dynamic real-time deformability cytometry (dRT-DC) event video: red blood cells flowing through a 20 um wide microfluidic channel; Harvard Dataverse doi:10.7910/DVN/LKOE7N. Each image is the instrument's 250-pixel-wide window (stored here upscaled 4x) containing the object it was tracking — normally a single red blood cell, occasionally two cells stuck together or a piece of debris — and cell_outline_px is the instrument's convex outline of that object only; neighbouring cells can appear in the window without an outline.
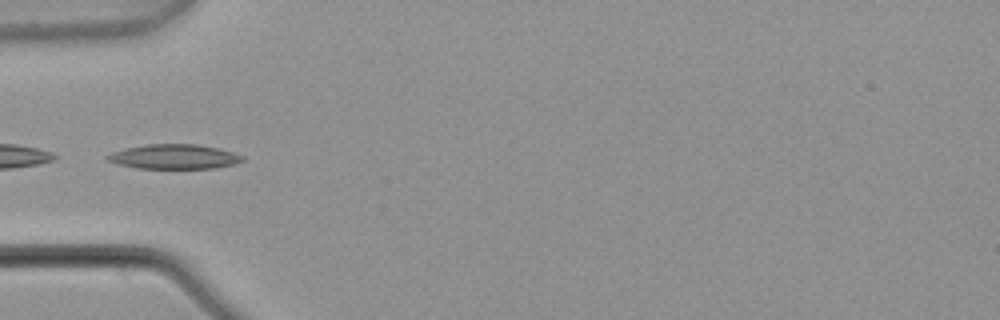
{"species": "common noctule bat (a hibernating species)", "species_latin": "Nyctalus noctula", "temperature_condition": "warm", "stored_images_in_passage": 5, "camera_frame_rate_fps": 3000, "um_per_image_px": 0.085, "animal": {"sex": "male", "body_mass_g": 21.5, "forearm_length_mm": 52.0}, "frame": {"image": 1, "passage_image": 5, "time_ms": 1.333, "image_size_px": [1000, 320], "cell_outline_px": [[244, 160], [232, 164], [216, 168], [136, 168], [116, 164], [104, 160], [104, 156], [112, 152], [124, 148], [148, 144], [196, 144], [220, 148], [244, 156]], "centroid_in_image_um": [14.74, 13.31], "position_along_channel_um": 70.3, "area_um2": 19.54}}